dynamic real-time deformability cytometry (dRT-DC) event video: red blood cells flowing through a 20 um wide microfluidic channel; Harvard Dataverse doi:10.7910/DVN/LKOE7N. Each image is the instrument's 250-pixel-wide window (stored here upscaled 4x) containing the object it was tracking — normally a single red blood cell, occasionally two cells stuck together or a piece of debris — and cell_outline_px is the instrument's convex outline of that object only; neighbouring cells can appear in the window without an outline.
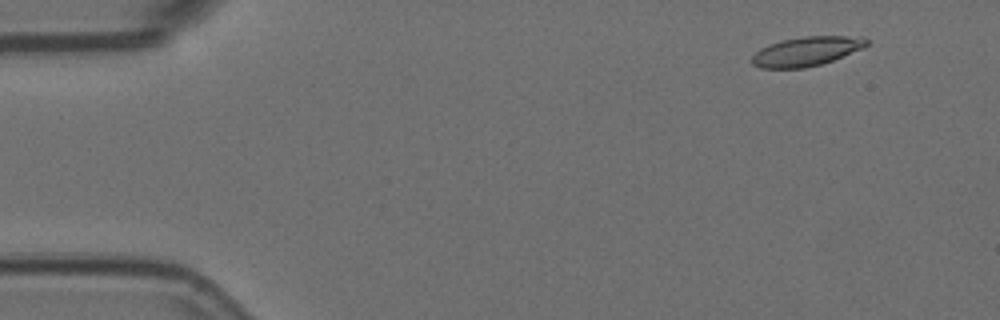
{"species": "Egyptian fruit bat (a non-hibernating species)", "species_latin": "Rousettus aegyptiacus", "temperature_condition": "room temperature", "stored_images_in_passage": 5, "camera_frame_rate_fps": 3000, "um_per_image_px": 0.085, "animal": {"sex": "female"}, "frame": {"image": 1, "passage_image": 1, "time_ms": 0.0, "image_size_px": [1000, 320], "cell_outline_px": [[868, 44], [864, 48], [832, 60], [820, 64], [804, 68], [760, 68], [752, 64], [752, 56], [760, 48], [784, 40], [804, 36], [860, 36], [868, 40]], "centroid_in_image_um": [68.57, 4.36], "position_along_channel_um": 16.4, "area_um2": 19.36}}
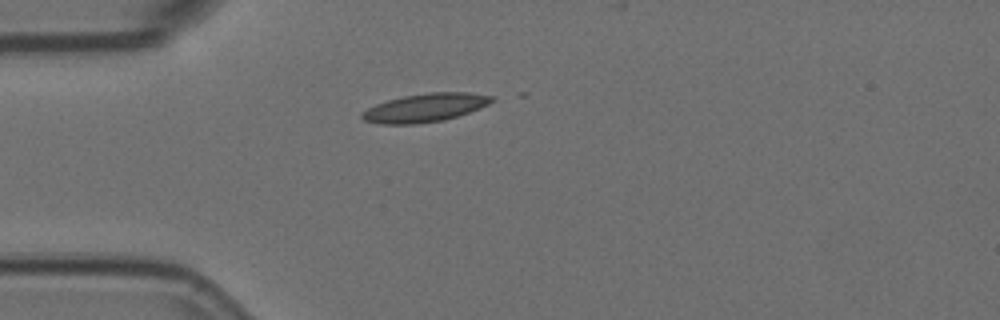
{"frame": {"image": 2, "passage_image": 4, "time_ms": 1.0, "image_size_px": [1000, 320], "cell_outline_px": [[496, 100], [480, 108], [444, 120], [416, 124], [380, 124], [364, 120], [360, 116], [360, 112], [376, 104], [388, 100], [404, 96], [428, 92], [468, 92], [496, 96]], "centroid_in_image_um": [36.15, 9.15], "position_along_channel_um": 48.9, "area_um2": 21.56}}